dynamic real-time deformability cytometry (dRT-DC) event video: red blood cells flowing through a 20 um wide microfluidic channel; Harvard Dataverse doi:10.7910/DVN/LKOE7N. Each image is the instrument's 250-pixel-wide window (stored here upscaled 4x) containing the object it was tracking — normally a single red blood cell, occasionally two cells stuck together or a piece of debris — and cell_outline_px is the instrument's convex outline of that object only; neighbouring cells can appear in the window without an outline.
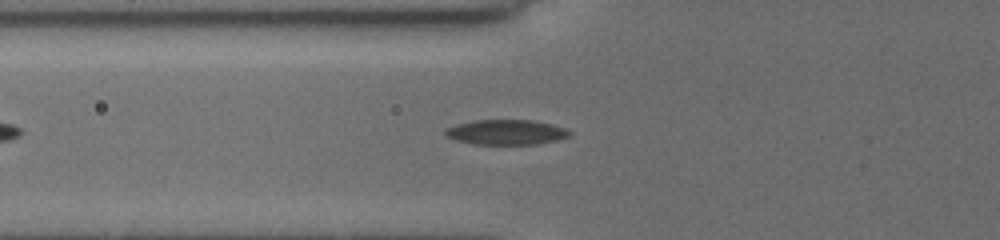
{"species": "common noctule bat (a hibernating species)", "species_latin": "Nyctalus noctula", "temperature_condition": "cold", "stored_images_in_passage": 43, "camera_frame_rate_fps": 3000, "um_per_image_px": 0.085, "animal": {"sex": "female", "body_mass_g": 19.5, "forearm_length_mm": 54.1}, "frame": {"image": 1, "passage_image": 10, "time_ms": 3.0, "image_size_px": [1000, 240], "cell_outline_px": [[572, 136], [556, 140], [536, 144], [472, 144], [456, 140], [444, 136], [444, 128], [456, 124], [476, 120], [532, 120], [564, 128], [572, 132]], "centroid_in_image_um": [42.98, 11.24], "position_along_channel_um": 82.8, "area_um2": 18.15}}
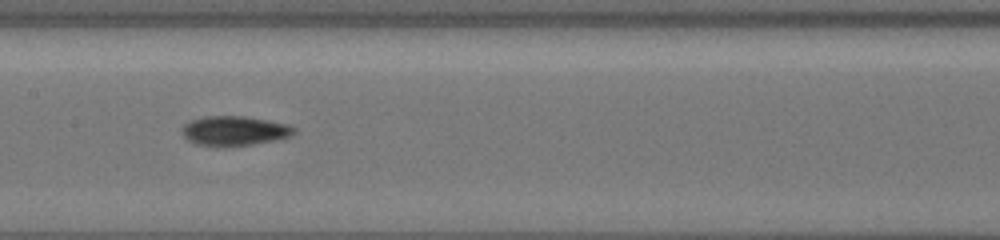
{"frame": {"image": 2, "passage_image": 18, "time_ms": 5.667, "image_size_px": [1000, 240], "cell_outline_px": [[296, 132], [288, 136], [272, 140], [252, 144], [224, 148], [220, 148], [196, 144], [188, 140], [180, 132], [180, 128], [188, 120], [204, 116], [244, 116], [268, 120], [288, 124], [296, 128]], "centroid_in_image_um": [19.84, 11.13], "position_along_channel_um": 187.6, "area_um2": 19.71}}
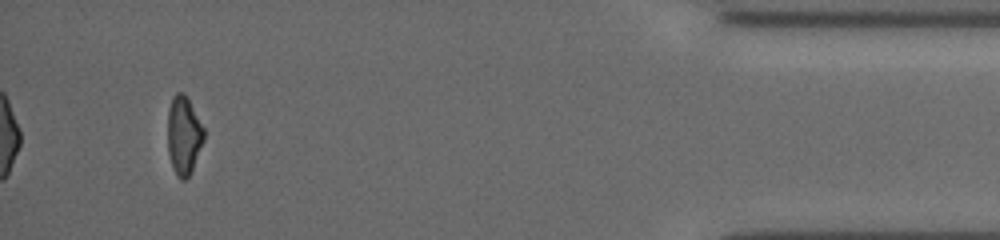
{"frame": {"image": 3, "passage_image": 40, "time_ms": 13.0, "image_size_px": [1000, 240], "cell_outline_px": [[204, 140], [192, 168], [188, 176], [184, 180], [180, 180], [176, 176], [168, 152], [168, 108], [172, 96], [176, 92], [184, 92], [204, 128]], "centroid_in_image_um": [15.6, 11.48], "position_along_channel_um": 419.6, "area_um2": 16.42}, "authors_computed_cell_mechanics": {"area_um2": 18.0336, "velocity_mm_per_s": 3.9157, "shape_relaxation_time_tau1_ms": 2.4087, "shape_relaxation_time_tau2_ms": 6.8287, "deformation_change_tau1": 0.1148, "deformation_change_tau2": 0.1529}}